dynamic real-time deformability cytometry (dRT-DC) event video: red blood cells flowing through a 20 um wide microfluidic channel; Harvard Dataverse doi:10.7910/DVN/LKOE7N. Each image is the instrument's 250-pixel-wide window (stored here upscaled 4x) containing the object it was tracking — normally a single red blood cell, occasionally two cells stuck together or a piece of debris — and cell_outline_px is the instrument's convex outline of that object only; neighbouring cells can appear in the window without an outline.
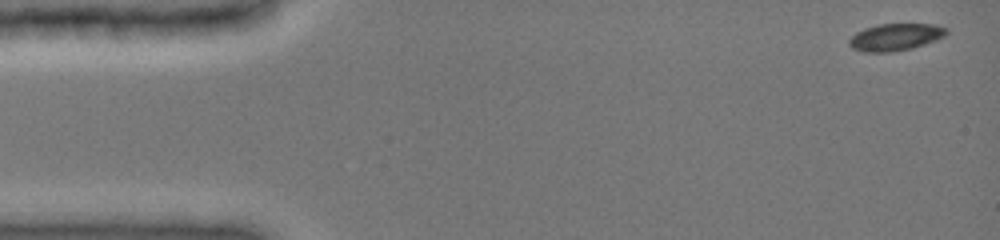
{"species": "common noctule bat (a hibernating species)", "species_latin": "Nyctalus noctula", "temperature_condition": "cold", "stored_images_in_passage": 57, "camera_frame_rate_fps": 3000, "um_per_image_px": 0.085, "animal": {"sex": "female", "body_mass_g": 19.0, "forearm_length_mm": 51.5}, "frame": {"image": 1, "passage_image": 1, "time_ms": 0.0, "image_size_px": [1000, 240], "cell_outline_px": [[948, 32], [944, 36], [936, 40], [912, 48], [892, 52], [864, 52], [852, 48], [848, 44], [848, 40], [856, 32], [864, 28], [880, 24], [936, 24], [948, 28]], "centroid_in_image_um": [76.11, 3.15], "position_along_channel_um": 8.9, "area_um2": 15.43}}
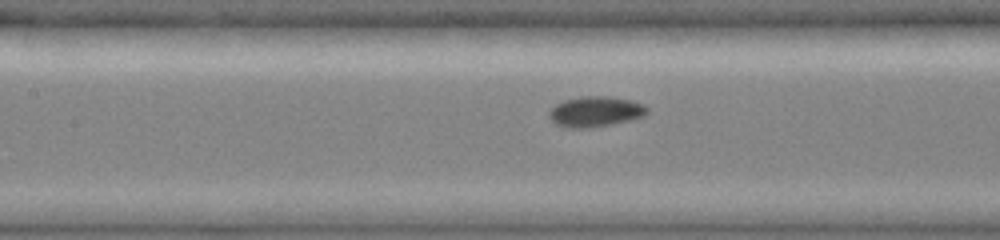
{"frame": {"image": 2, "passage_image": 33, "time_ms": 6.667, "image_size_px": [1000, 240], "cell_outline_px": [[648, 112], [644, 116], [612, 124], [588, 128], [568, 128], [556, 124], [548, 116], [548, 112], [556, 104], [564, 100], [580, 96], [608, 96], [632, 100], [644, 104], [648, 108]], "centroid_in_image_um": [50.61, 9.48], "position_along_channel_um": 156.8, "area_um2": 17.46}}
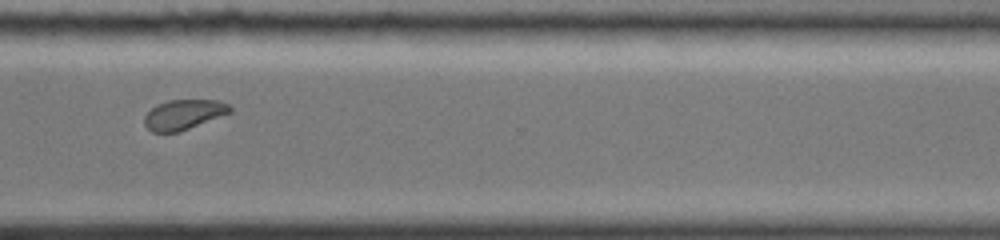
{"frame": {"image": 3, "passage_image": 56, "time_ms": 11.667, "image_size_px": [1000, 240], "cell_outline_px": [[232, 112], [180, 132], [152, 132], [144, 124], [144, 116], [156, 104], [168, 100], [220, 100], [228, 104], [232, 108]], "centroid_in_image_um": [15.62, 9.73], "position_along_channel_um": 355.0, "area_um2": 15.03}}